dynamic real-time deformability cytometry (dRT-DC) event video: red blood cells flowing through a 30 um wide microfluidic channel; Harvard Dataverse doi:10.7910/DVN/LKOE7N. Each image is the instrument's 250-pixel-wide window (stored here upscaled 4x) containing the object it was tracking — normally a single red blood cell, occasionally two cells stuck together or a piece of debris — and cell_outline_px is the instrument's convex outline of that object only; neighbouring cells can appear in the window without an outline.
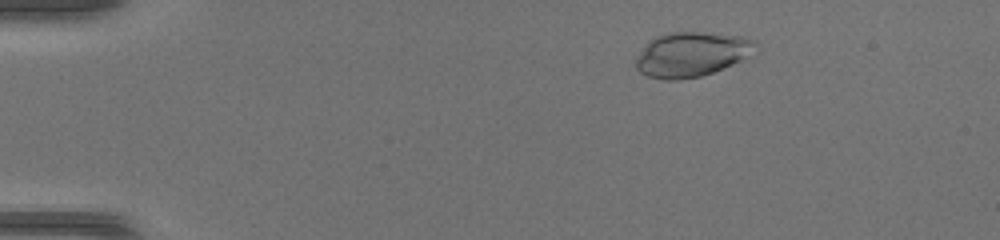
{"species": "common noctule bat (a hibernating species)", "species_latin": "Nyctalus noctula", "temperature_condition": "warm", "stored_images_in_passage": 46, "camera_frame_rate_fps": 3000, "um_per_image_px": 0.085, "animal": {"sex": "female", "body_mass_g": 17.0, "forearm_length_mm": 48.0}, "frame": {"image": 1, "passage_image": 7, "time_ms": 2.0, "image_size_px": [1000, 240], "cell_outline_px": [[756, 44], [740, 60], [732, 64], [712, 72], [700, 76], [676, 80], [664, 80], [648, 76], [640, 72], [636, 68], [636, 56], [648, 40], [656, 36], [668, 32], [700, 32], [740, 36], [756, 40]], "centroid_in_image_um": [58.67, 4.61], "position_along_channel_um": 26.3, "area_um2": 30.69}}
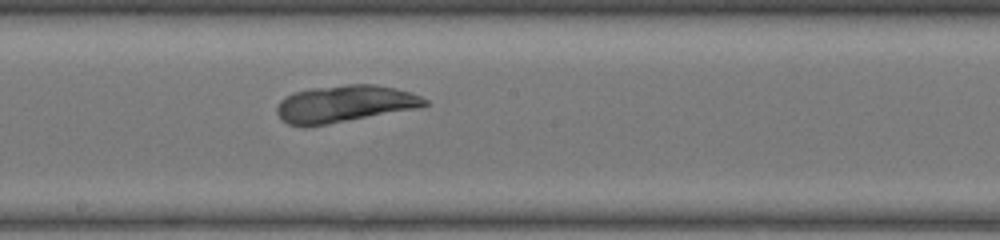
{"frame": {"image": 2, "passage_image": 26, "time_ms": 8.333, "image_size_px": [1000, 240], "cell_outline_px": [[428, 104], [420, 108], [328, 124], [288, 124], [280, 120], [276, 112], [276, 108], [280, 100], [284, 96], [292, 92], [312, 88], [348, 84], [376, 84], [396, 88], [412, 92], [428, 100]], "centroid_in_image_um": [29.32, 8.8], "position_along_channel_um": 218.9, "area_um2": 31.91}}
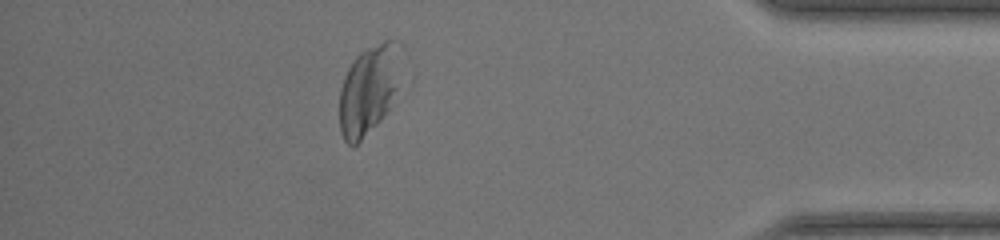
{"frame": {"image": 3, "passage_image": 41, "time_ms": 13.333, "image_size_px": [1000, 240], "cell_outline_px": [[396, 88], [388, 108], [380, 120], [352, 148], [344, 140], [340, 132], [340, 88], [344, 76], [348, 68], [356, 56], [360, 52], [384, 40], [392, 40]], "centroid_in_image_um": [31.17, 7.75], "position_along_channel_um": 404.0, "area_um2": 29.88}}